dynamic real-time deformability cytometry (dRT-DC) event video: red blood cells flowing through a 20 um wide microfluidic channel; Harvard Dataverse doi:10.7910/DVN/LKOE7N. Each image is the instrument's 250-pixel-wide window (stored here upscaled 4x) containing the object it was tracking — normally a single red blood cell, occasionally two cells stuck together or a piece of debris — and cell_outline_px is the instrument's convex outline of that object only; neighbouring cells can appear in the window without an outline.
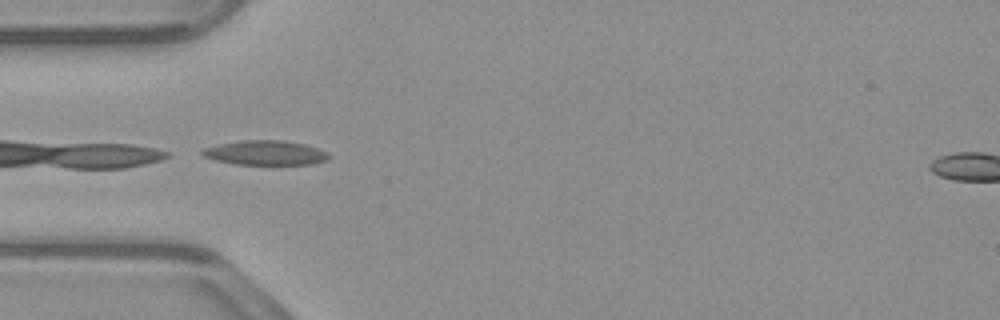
{"species": "common noctule bat (a hibernating species)", "species_latin": "Nyctalus noctula", "temperature_condition": "warm", "stored_images_in_passage": 36, "camera_frame_rate_fps": 3000, "um_per_image_px": 0.085, "animal": {"sex": "male", "body_mass_g": 23.1, "forearm_length_mm": 52.7}, "frame": {"image": 1, "passage_image": 1, "time_ms": 0.0, "image_size_px": [1000, 320], "cell_outline_px": [[328, 160], [312, 164], [236, 164], [216, 160], [204, 156], [200, 152], [204, 148], [220, 144], [244, 140], [284, 140], [304, 144], [328, 152]], "centroid_in_image_um": [22.57, 12.98], "position_along_channel_um": 62.4, "area_um2": 17.86}}
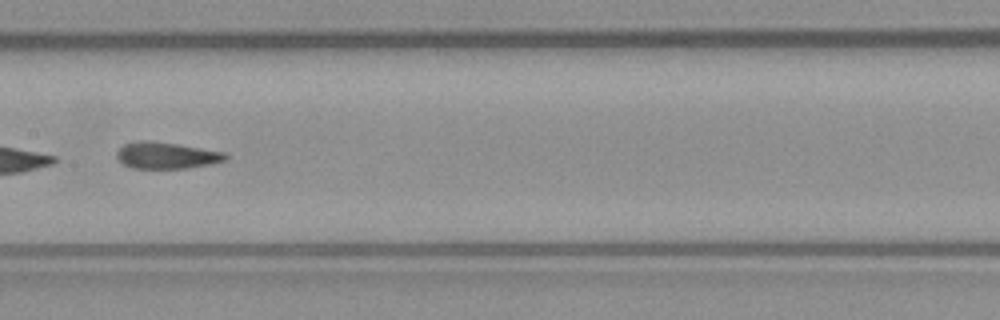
{"frame": {"image": 2, "passage_image": 11, "time_ms": 3.333, "image_size_px": [1000, 320], "cell_outline_px": [[228, 160], [212, 164], [188, 168], [132, 168], [124, 164], [116, 156], [116, 152], [124, 144], [144, 140], [148, 140], [176, 144], [224, 152], [228, 156]], "centroid_in_image_um": [14.17, 13.22], "position_along_channel_um": 193.2, "area_um2": 16.7}}
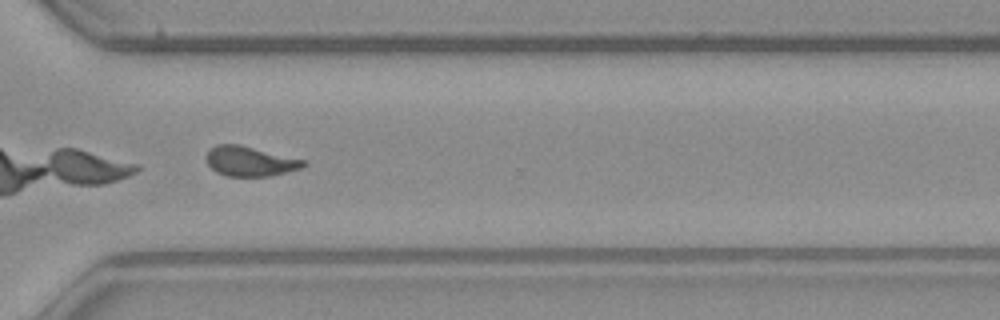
{"frame": {"image": 3, "passage_image": 23, "time_ms": 7.333, "image_size_px": [1000, 320], "cell_outline_px": [[308, 164], [300, 168], [268, 176], [228, 176], [216, 172], [208, 164], [204, 156], [216, 144], [240, 144], [304, 160]], "centroid_in_image_um": [21.21, 13.7], "position_along_channel_um": 349.4, "area_um2": 16.7}, "authors_computed_cell_mechanics": {"area_um2": 17.1377, "velocity_mm_per_s": 3.9068, "shape_relaxation_time_tau1_ms": null, "shape_relaxation_time_tau2_ms": 1.7515, "deformation_change_tau1": null, "deformation_change_tau2": 0.0912}}